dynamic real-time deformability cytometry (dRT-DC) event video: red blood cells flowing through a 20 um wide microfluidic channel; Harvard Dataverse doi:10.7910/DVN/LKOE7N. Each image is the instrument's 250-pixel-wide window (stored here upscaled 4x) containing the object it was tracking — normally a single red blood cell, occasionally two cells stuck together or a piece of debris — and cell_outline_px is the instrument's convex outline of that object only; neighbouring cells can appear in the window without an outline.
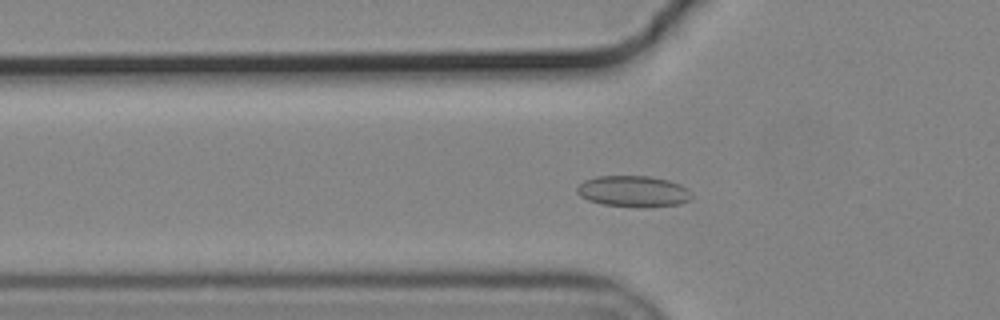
{"species": "common noctule bat (a hibernating species)", "species_latin": "Nyctalus noctula", "temperature_condition": "cold", "stored_images_in_passage": 57, "camera_frame_rate_fps": 3000, "um_per_image_px": 0.085, "animal": {"sex": "male", "body_mass_g": 19.2, "forearm_length_mm": 51.8}, "frame": {"image": 1, "passage_image": 20, "time_ms": 6.333, "image_size_px": [1000, 320], "cell_outline_px": [[692, 196], [688, 200], [680, 204], [644, 208], [640, 208], [600, 204], [588, 200], [580, 196], [576, 192], [576, 188], [584, 180], [596, 176], [648, 176], [668, 180], [680, 184], [688, 188]], "centroid_in_image_um": [53.82, 16.27], "position_along_channel_um": 72.0, "area_um2": 21.1}}
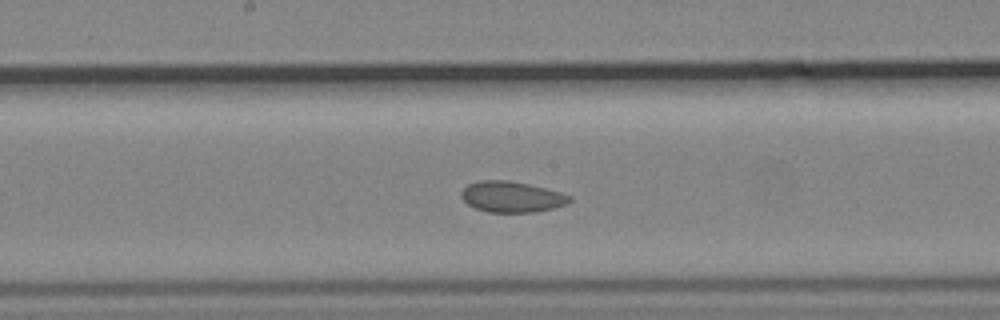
{"frame": {"image": 2, "passage_image": 31, "time_ms": 10.0, "image_size_px": [1000, 320], "cell_outline_px": [[572, 200], [568, 204], [552, 208], [532, 212], [488, 212], [476, 208], [468, 204], [460, 196], [460, 192], [468, 184], [480, 180], [508, 180], [528, 184], [560, 192], [572, 196]], "centroid_in_image_um": [43.49, 16.72], "position_along_channel_um": 204.7, "area_um2": 19.42}}
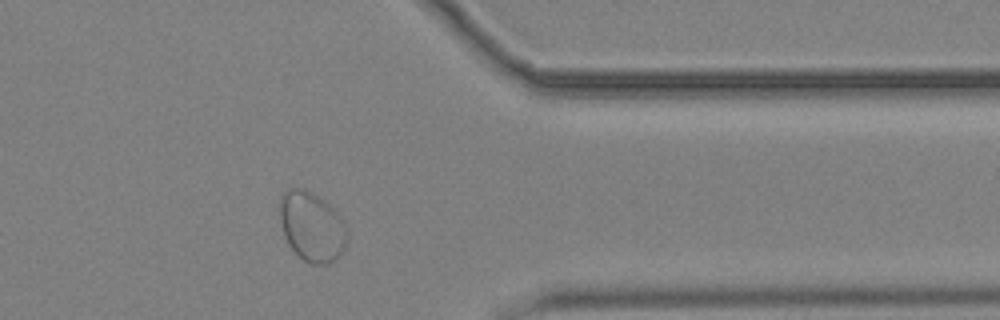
{"frame": {"image": 3, "passage_image": 47, "time_ms": 15.333, "image_size_px": [1000, 320], "cell_outline_px": [[348, 240], [340, 256], [328, 264], [312, 264], [304, 260], [288, 244], [284, 236], [280, 220], [280, 196], [288, 188], [304, 188], [312, 192], [328, 204], [344, 220], [348, 232]], "centroid_in_image_um": [26.52, 19.26], "position_along_channel_um": 384.9, "area_um2": 27.46}}